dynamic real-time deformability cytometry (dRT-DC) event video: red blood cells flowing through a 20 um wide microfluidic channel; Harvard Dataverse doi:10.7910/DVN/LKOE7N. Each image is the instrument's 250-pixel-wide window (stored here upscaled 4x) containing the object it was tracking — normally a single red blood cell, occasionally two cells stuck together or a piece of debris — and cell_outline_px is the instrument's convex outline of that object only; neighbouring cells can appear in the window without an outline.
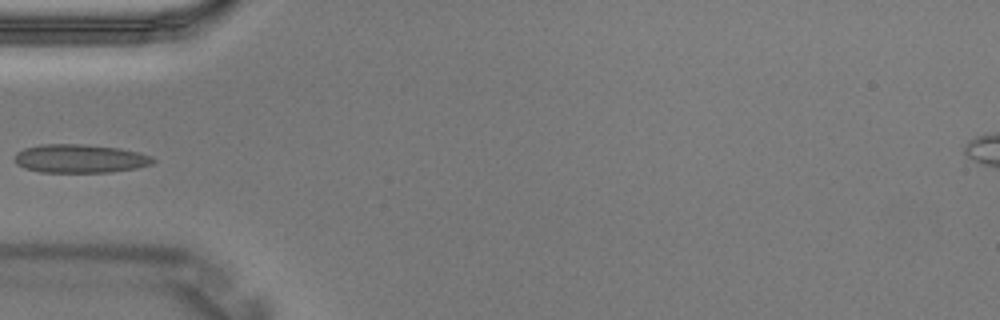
{"species": "Egyptian fruit bat (a non-hibernating species)", "species_latin": "Rousettus aegyptiacus", "temperature_condition": "warm", "stored_images_in_passage": 3, "camera_frame_rate_fps": 3000, "um_per_image_px": 0.085, "animal": {"sex": "male"}, "frame": {"image": 1, "passage_image": 3, "time_ms": 0.667, "image_size_px": [1000, 320], "cell_outline_px": [[156, 160], [152, 164], [136, 168], [112, 172], [40, 172], [24, 168], [16, 164], [16, 152], [24, 148], [40, 144], [84, 144], [120, 148], [140, 152], [152, 156]], "centroid_in_image_um": [6.82, 13.47], "position_along_channel_um": 78.2, "area_um2": 23.18}}